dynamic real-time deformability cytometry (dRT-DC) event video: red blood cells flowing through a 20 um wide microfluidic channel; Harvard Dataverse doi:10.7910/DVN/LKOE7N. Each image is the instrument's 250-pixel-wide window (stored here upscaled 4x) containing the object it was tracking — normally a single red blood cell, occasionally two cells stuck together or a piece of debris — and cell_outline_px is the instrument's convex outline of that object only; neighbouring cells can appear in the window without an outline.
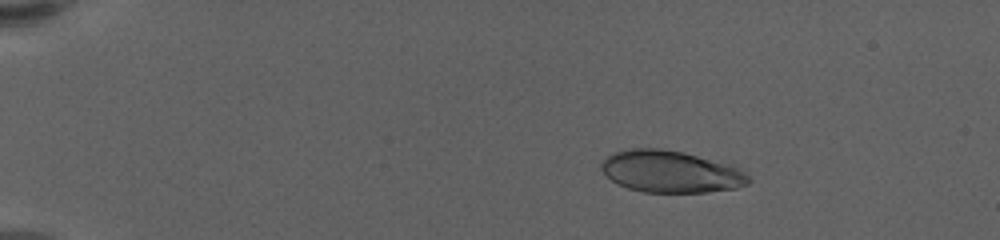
{"species": "human", "species_latin": "Homo sapiens", "temperature_condition": "warm", "stored_images_in_passage": 63, "camera_frame_rate_fps": 3000, "um_per_image_px": 0.085, "donor": {"sex": "female"}, "frame": {"image": 1, "passage_image": 12, "time_ms": 3.667, "image_size_px": [1000, 240], "cell_outline_px": [[752, 180], [748, 184], [736, 188], [708, 192], [644, 192], [628, 188], [612, 180], [600, 168], [600, 164], [608, 156], [616, 152], [632, 148], [660, 148], [684, 152], [736, 168], [744, 172]], "centroid_in_image_um": [56.99, 14.6], "position_along_channel_um": 28.0, "area_um2": 35.37}}
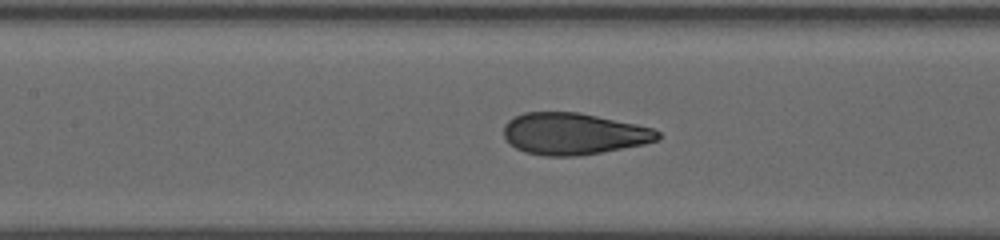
{"frame": {"image": 2, "passage_image": 32, "time_ms": 10.333, "image_size_px": [1000, 240], "cell_outline_px": [[660, 140], [644, 144], [600, 152], [576, 156], [544, 156], [524, 152], [516, 148], [504, 136], [504, 124], [508, 120], [524, 112], [580, 112], [636, 124], [652, 128], [660, 132]], "centroid_in_image_um": [48.76, 11.36], "position_along_channel_um": 158.6, "area_um2": 37.4}}
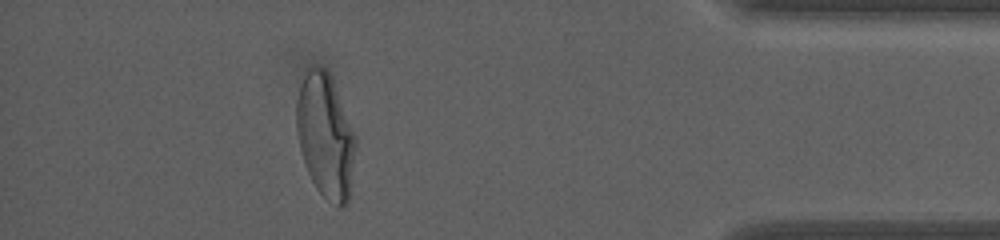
{"frame": {"image": 3, "passage_image": 57, "time_ms": 18.667, "image_size_px": [1000, 240], "cell_outline_px": [[356, 144], [348, 204], [344, 208], [336, 208], [316, 188], [304, 164], [296, 132], [296, 100], [300, 84], [308, 68], [324, 68], [328, 72], [332, 80], [356, 136]], "centroid_in_image_um": [27.66, 11.61], "position_along_channel_um": 407.5, "area_um2": 42.6}, "authors_computed_cell_mechanics": {"area_um2": 37.859, "velocity_mm_per_s": 3.4405, "shape_relaxation_time_tau1_ms": 4.8546, "shape_relaxation_time_tau2_ms": null, "deformation_change_tau1": 0.2019, "deformation_change_tau2": null}}